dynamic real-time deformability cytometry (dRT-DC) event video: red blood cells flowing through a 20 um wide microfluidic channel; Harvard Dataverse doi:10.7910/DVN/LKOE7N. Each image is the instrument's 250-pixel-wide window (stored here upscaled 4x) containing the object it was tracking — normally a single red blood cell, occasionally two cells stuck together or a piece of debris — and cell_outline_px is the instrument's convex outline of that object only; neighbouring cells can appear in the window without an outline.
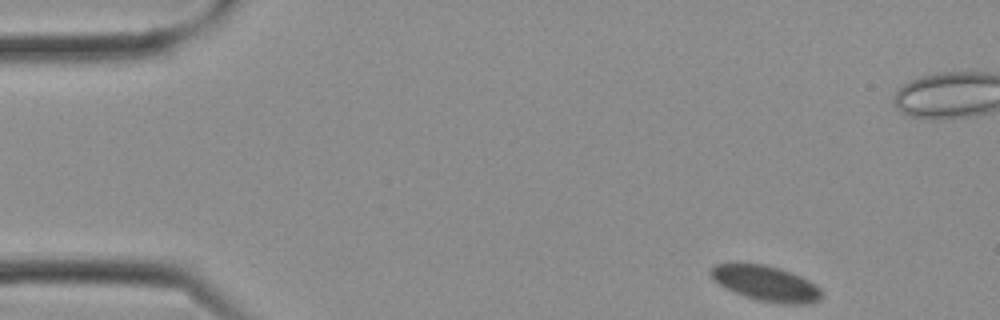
{"species": "Egyptian fruit bat (a non-hibernating species)", "species_latin": "Rousettus aegyptiacus", "temperature_condition": "cold", "stored_images_in_passage": 14, "camera_frame_rate_fps": 3000, "um_per_image_px": 0.085, "frame": {"image": 1, "passage_image": 1, "time_ms": 0.0, "image_size_px": [1000, 320], "cell_outline_px": [[820, 300], [808, 304], [784, 304], [760, 300], [744, 296], [712, 280], [712, 268], [716, 264], [764, 264], [800, 276], [816, 284], [820, 288]], "centroid_in_image_um": [65.14, 24.1], "position_along_channel_um": 19.9, "area_um2": 22.2}}